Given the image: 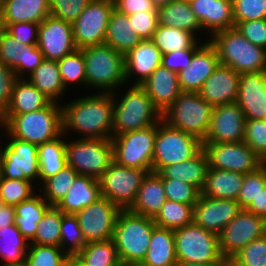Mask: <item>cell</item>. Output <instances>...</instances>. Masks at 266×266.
<instances>
[{"label":"cell","mask_w":266,"mask_h":266,"mask_svg":"<svg viewBox=\"0 0 266 266\" xmlns=\"http://www.w3.org/2000/svg\"><path fill=\"white\" fill-rule=\"evenodd\" d=\"M193 206L166 200L154 218L156 226L176 230L193 223Z\"/></svg>","instance_id":"cell-42"},{"label":"cell","mask_w":266,"mask_h":266,"mask_svg":"<svg viewBox=\"0 0 266 266\" xmlns=\"http://www.w3.org/2000/svg\"><path fill=\"white\" fill-rule=\"evenodd\" d=\"M50 16V0H0V27L9 23H41Z\"/></svg>","instance_id":"cell-27"},{"label":"cell","mask_w":266,"mask_h":266,"mask_svg":"<svg viewBox=\"0 0 266 266\" xmlns=\"http://www.w3.org/2000/svg\"><path fill=\"white\" fill-rule=\"evenodd\" d=\"M155 226L153 218L130 210L120 211L112 240L123 266H139L142 263Z\"/></svg>","instance_id":"cell-3"},{"label":"cell","mask_w":266,"mask_h":266,"mask_svg":"<svg viewBox=\"0 0 266 266\" xmlns=\"http://www.w3.org/2000/svg\"><path fill=\"white\" fill-rule=\"evenodd\" d=\"M239 79L238 72L231 67L219 64L198 93L213 107L236 102Z\"/></svg>","instance_id":"cell-23"},{"label":"cell","mask_w":266,"mask_h":266,"mask_svg":"<svg viewBox=\"0 0 266 266\" xmlns=\"http://www.w3.org/2000/svg\"><path fill=\"white\" fill-rule=\"evenodd\" d=\"M234 256L245 266H266V234L251 241Z\"/></svg>","instance_id":"cell-55"},{"label":"cell","mask_w":266,"mask_h":266,"mask_svg":"<svg viewBox=\"0 0 266 266\" xmlns=\"http://www.w3.org/2000/svg\"><path fill=\"white\" fill-rule=\"evenodd\" d=\"M63 133L56 139L38 145V161L42 183L57 174L66 164L65 138Z\"/></svg>","instance_id":"cell-39"},{"label":"cell","mask_w":266,"mask_h":266,"mask_svg":"<svg viewBox=\"0 0 266 266\" xmlns=\"http://www.w3.org/2000/svg\"><path fill=\"white\" fill-rule=\"evenodd\" d=\"M245 116L236 102L217 105L211 113V124L202 143H232L244 139Z\"/></svg>","instance_id":"cell-19"},{"label":"cell","mask_w":266,"mask_h":266,"mask_svg":"<svg viewBox=\"0 0 266 266\" xmlns=\"http://www.w3.org/2000/svg\"><path fill=\"white\" fill-rule=\"evenodd\" d=\"M0 127L14 138L36 145L63 133L62 105L51 102L46 108L19 115H1Z\"/></svg>","instance_id":"cell-2"},{"label":"cell","mask_w":266,"mask_h":266,"mask_svg":"<svg viewBox=\"0 0 266 266\" xmlns=\"http://www.w3.org/2000/svg\"><path fill=\"white\" fill-rule=\"evenodd\" d=\"M4 29L25 46L38 43L39 23H9Z\"/></svg>","instance_id":"cell-59"},{"label":"cell","mask_w":266,"mask_h":266,"mask_svg":"<svg viewBox=\"0 0 266 266\" xmlns=\"http://www.w3.org/2000/svg\"><path fill=\"white\" fill-rule=\"evenodd\" d=\"M220 266H245L235 256H225L222 258Z\"/></svg>","instance_id":"cell-65"},{"label":"cell","mask_w":266,"mask_h":266,"mask_svg":"<svg viewBox=\"0 0 266 266\" xmlns=\"http://www.w3.org/2000/svg\"><path fill=\"white\" fill-rule=\"evenodd\" d=\"M157 124L112 136L114 161L129 168L152 171Z\"/></svg>","instance_id":"cell-11"},{"label":"cell","mask_w":266,"mask_h":266,"mask_svg":"<svg viewBox=\"0 0 266 266\" xmlns=\"http://www.w3.org/2000/svg\"><path fill=\"white\" fill-rule=\"evenodd\" d=\"M91 0H50V15L73 23L85 10Z\"/></svg>","instance_id":"cell-54"},{"label":"cell","mask_w":266,"mask_h":266,"mask_svg":"<svg viewBox=\"0 0 266 266\" xmlns=\"http://www.w3.org/2000/svg\"><path fill=\"white\" fill-rule=\"evenodd\" d=\"M265 234V218L242 209L218 234L221 255L234 256L251 241Z\"/></svg>","instance_id":"cell-17"},{"label":"cell","mask_w":266,"mask_h":266,"mask_svg":"<svg viewBox=\"0 0 266 266\" xmlns=\"http://www.w3.org/2000/svg\"><path fill=\"white\" fill-rule=\"evenodd\" d=\"M151 41L162 54L192 48L199 40L188 30L159 24Z\"/></svg>","instance_id":"cell-40"},{"label":"cell","mask_w":266,"mask_h":266,"mask_svg":"<svg viewBox=\"0 0 266 266\" xmlns=\"http://www.w3.org/2000/svg\"><path fill=\"white\" fill-rule=\"evenodd\" d=\"M177 262L221 263L218 235L194 223L174 230Z\"/></svg>","instance_id":"cell-10"},{"label":"cell","mask_w":266,"mask_h":266,"mask_svg":"<svg viewBox=\"0 0 266 266\" xmlns=\"http://www.w3.org/2000/svg\"><path fill=\"white\" fill-rule=\"evenodd\" d=\"M174 230L155 226L145 259L139 266H176Z\"/></svg>","instance_id":"cell-33"},{"label":"cell","mask_w":266,"mask_h":266,"mask_svg":"<svg viewBox=\"0 0 266 266\" xmlns=\"http://www.w3.org/2000/svg\"><path fill=\"white\" fill-rule=\"evenodd\" d=\"M114 8L126 15L137 12L157 11L156 6L151 0H113Z\"/></svg>","instance_id":"cell-62"},{"label":"cell","mask_w":266,"mask_h":266,"mask_svg":"<svg viewBox=\"0 0 266 266\" xmlns=\"http://www.w3.org/2000/svg\"><path fill=\"white\" fill-rule=\"evenodd\" d=\"M113 0H91L72 23L73 39L77 49L104 44Z\"/></svg>","instance_id":"cell-13"},{"label":"cell","mask_w":266,"mask_h":266,"mask_svg":"<svg viewBox=\"0 0 266 266\" xmlns=\"http://www.w3.org/2000/svg\"><path fill=\"white\" fill-rule=\"evenodd\" d=\"M8 143L4 145L1 176L6 179H39L38 145L12 137L6 130ZM34 180V181H33Z\"/></svg>","instance_id":"cell-15"},{"label":"cell","mask_w":266,"mask_h":266,"mask_svg":"<svg viewBox=\"0 0 266 266\" xmlns=\"http://www.w3.org/2000/svg\"><path fill=\"white\" fill-rule=\"evenodd\" d=\"M199 41L190 49L181 51H173L170 53L162 54L161 65L169 70L178 73L179 71L187 68L192 60L195 51L201 46Z\"/></svg>","instance_id":"cell-58"},{"label":"cell","mask_w":266,"mask_h":266,"mask_svg":"<svg viewBox=\"0 0 266 266\" xmlns=\"http://www.w3.org/2000/svg\"><path fill=\"white\" fill-rule=\"evenodd\" d=\"M62 214L56 206H50L39 221L36 234L29 244L60 246Z\"/></svg>","instance_id":"cell-43"},{"label":"cell","mask_w":266,"mask_h":266,"mask_svg":"<svg viewBox=\"0 0 266 266\" xmlns=\"http://www.w3.org/2000/svg\"><path fill=\"white\" fill-rule=\"evenodd\" d=\"M162 53L151 40H142L124 56L125 78L138 77L133 85H141L161 66Z\"/></svg>","instance_id":"cell-24"},{"label":"cell","mask_w":266,"mask_h":266,"mask_svg":"<svg viewBox=\"0 0 266 266\" xmlns=\"http://www.w3.org/2000/svg\"><path fill=\"white\" fill-rule=\"evenodd\" d=\"M141 41L142 38L133 29L128 15L114 8L109 18L104 44L125 56Z\"/></svg>","instance_id":"cell-31"},{"label":"cell","mask_w":266,"mask_h":266,"mask_svg":"<svg viewBox=\"0 0 266 266\" xmlns=\"http://www.w3.org/2000/svg\"><path fill=\"white\" fill-rule=\"evenodd\" d=\"M35 193L29 199L15 205L14 225L30 242L35 234L39 221L51 206L40 194Z\"/></svg>","instance_id":"cell-35"},{"label":"cell","mask_w":266,"mask_h":266,"mask_svg":"<svg viewBox=\"0 0 266 266\" xmlns=\"http://www.w3.org/2000/svg\"><path fill=\"white\" fill-rule=\"evenodd\" d=\"M245 210L266 219V186Z\"/></svg>","instance_id":"cell-63"},{"label":"cell","mask_w":266,"mask_h":266,"mask_svg":"<svg viewBox=\"0 0 266 266\" xmlns=\"http://www.w3.org/2000/svg\"><path fill=\"white\" fill-rule=\"evenodd\" d=\"M86 86L113 93L126 84L124 56L106 44L81 48Z\"/></svg>","instance_id":"cell-6"},{"label":"cell","mask_w":266,"mask_h":266,"mask_svg":"<svg viewBox=\"0 0 266 266\" xmlns=\"http://www.w3.org/2000/svg\"><path fill=\"white\" fill-rule=\"evenodd\" d=\"M208 168L249 173L263 165L259 156L244 141L232 143H202Z\"/></svg>","instance_id":"cell-14"},{"label":"cell","mask_w":266,"mask_h":266,"mask_svg":"<svg viewBox=\"0 0 266 266\" xmlns=\"http://www.w3.org/2000/svg\"><path fill=\"white\" fill-rule=\"evenodd\" d=\"M151 1L156 6V8H158L160 6L167 5L174 0H151Z\"/></svg>","instance_id":"cell-68"},{"label":"cell","mask_w":266,"mask_h":266,"mask_svg":"<svg viewBox=\"0 0 266 266\" xmlns=\"http://www.w3.org/2000/svg\"><path fill=\"white\" fill-rule=\"evenodd\" d=\"M241 210L237 200L216 199L200 193L193 206V223L218 235Z\"/></svg>","instance_id":"cell-20"},{"label":"cell","mask_w":266,"mask_h":266,"mask_svg":"<svg viewBox=\"0 0 266 266\" xmlns=\"http://www.w3.org/2000/svg\"><path fill=\"white\" fill-rule=\"evenodd\" d=\"M59 266H74V255H68Z\"/></svg>","instance_id":"cell-67"},{"label":"cell","mask_w":266,"mask_h":266,"mask_svg":"<svg viewBox=\"0 0 266 266\" xmlns=\"http://www.w3.org/2000/svg\"><path fill=\"white\" fill-rule=\"evenodd\" d=\"M180 1H185L187 3H191L193 0H180Z\"/></svg>","instance_id":"cell-73"},{"label":"cell","mask_w":266,"mask_h":266,"mask_svg":"<svg viewBox=\"0 0 266 266\" xmlns=\"http://www.w3.org/2000/svg\"><path fill=\"white\" fill-rule=\"evenodd\" d=\"M219 64L216 49L208 39L195 51L189 66L177 73L181 91L198 93Z\"/></svg>","instance_id":"cell-22"},{"label":"cell","mask_w":266,"mask_h":266,"mask_svg":"<svg viewBox=\"0 0 266 266\" xmlns=\"http://www.w3.org/2000/svg\"><path fill=\"white\" fill-rule=\"evenodd\" d=\"M30 180L6 179L0 177V197L6 205H18L35 194Z\"/></svg>","instance_id":"cell-48"},{"label":"cell","mask_w":266,"mask_h":266,"mask_svg":"<svg viewBox=\"0 0 266 266\" xmlns=\"http://www.w3.org/2000/svg\"><path fill=\"white\" fill-rule=\"evenodd\" d=\"M235 28L252 44L266 47V19H256L252 21L240 22Z\"/></svg>","instance_id":"cell-57"},{"label":"cell","mask_w":266,"mask_h":266,"mask_svg":"<svg viewBox=\"0 0 266 266\" xmlns=\"http://www.w3.org/2000/svg\"><path fill=\"white\" fill-rule=\"evenodd\" d=\"M17 79L14 71L0 61V116L10 104L13 86Z\"/></svg>","instance_id":"cell-61"},{"label":"cell","mask_w":266,"mask_h":266,"mask_svg":"<svg viewBox=\"0 0 266 266\" xmlns=\"http://www.w3.org/2000/svg\"><path fill=\"white\" fill-rule=\"evenodd\" d=\"M101 197L98 179L78 175L56 207L64 214H75Z\"/></svg>","instance_id":"cell-29"},{"label":"cell","mask_w":266,"mask_h":266,"mask_svg":"<svg viewBox=\"0 0 266 266\" xmlns=\"http://www.w3.org/2000/svg\"><path fill=\"white\" fill-rule=\"evenodd\" d=\"M159 24L188 30L197 36L198 30L202 26L195 13L192 11L190 3L174 0L167 5L157 8Z\"/></svg>","instance_id":"cell-37"},{"label":"cell","mask_w":266,"mask_h":266,"mask_svg":"<svg viewBox=\"0 0 266 266\" xmlns=\"http://www.w3.org/2000/svg\"><path fill=\"white\" fill-rule=\"evenodd\" d=\"M44 60V55L37 44L27 45L24 49L23 61L13 70L17 78H25L23 76L28 72L30 75Z\"/></svg>","instance_id":"cell-60"},{"label":"cell","mask_w":266,"mask_h":266,"mask_svg":"<svg viewBox=\"0 0 266 266\" xmlns=\"http://www.w3.org/2000/svg\"><path fill=\"white\" fill-rule=\"evenodd\" d=\"M148 172L111 163L98 179L101 196L109 199L121 210H129L135 203L142 180Z\"/></svg>","instance_id":"cell-12"},{"label":"cell","mask_w":266,"mask_h":266,"mask_svg":"<svg viewBox=\"0 0 266 266\" xmlns=\"http://www.w3.org/2000/svg\"><path fill=\"white\" fill-rule=\"evenodd\" d=\"M245 120H264L266 117V71L240 74L236 101Z\"/></svg>","instance_id":"cell-21"},{"label":"cell","mask_w":266,"mask_h":266,"mask_svg":"<svg viewBox=\"0 0 266 266\" xmlns=\"http://www.w3.org/2000/svg\"><path fill=\"white\" fill-rule=\"evenodd\" d=\"M113 107L112 93L102 92L62 105L63 135L73 130L81 138L112 139Z\"/></svg>","instance_id":"cell-1"},{"label":"cell","mask_w":266,"mask_h":266,"mask_svg":"<svg viewBox=\"0 0 266 266\" xmlns=\"http://www.w3.org/2000/svg\"><path fill=\"white\" fill-rule=\"evenodd\" d=\"M86 244L75 214L63 213L60 226V248L71 256L77 255Z\"/></svg>","instance_id":"cell-45"},{"label":"cell","mask_w":266,"mask_h":266,"mask_svg":"<svg viewBox=\"0 0 266 266\" xmlns=\"http://www.w3.org/2000/svg\"><path fill=\"white\" fill-rule=\"evenodd\" d=\"M27 79L38 91L55 103H59L60 96L67 91L63 86L57 61L44 59Z\"/></svg>","instance_id":"cell-36"},{"label":"cell","mask_w":266,"mask_h":266,"mask_svg":"<svg viewBox=\"0 0 266 266\" xmlns=\"http://www.w3.org/2000/svg\"><path fill=\"white\" fill-rule=\"evenodd\" d=\"M266 186V166L262 165L257 170L244 174L242 186L237 202L242 209H246L254 198Z\"/></svg>","instance_id":"cell-49"},{"label":"cell","mask_w":266,"mask_h":266,"mask_svg":"<svg viewBox=\"0 0 266 266\" xmlns=\"http://www.w3.org/2000/svg\"><path fill=\"white\" fill-rule=\"evenodd\" d=\"M151 98L154 106L164 113L182 92L177 73L159 66L141 84Z\"/></svg>","instance_id":"cell-26"},{"label":"cell","mask_w":266,"mask_h":266,"mask_svg":"<svg viewBox=\"0 0 266 266\" xmlns=\"http://www.w3.org/2000/svg\"><path fill=\"white\" fill-rule=\"evenodd\" d=\"M208 160L203 149L195 156L164 167L159 174L162 179H173L193 185L200 193L206 182Z\"/></svg>","instance_id":"cell-30"},{"label":"cell","mask_w":266,"mask_h":266,"mask_svg":"<svg viewBox=\"0 0 266 266\" xmlns=\"http://www.w3.org/2000/svg\"><path fill=\"white\" fill-rule=\"evenodd\" d=\"M67 256L60 246L29 244L24 266H59Z\"/></svg>","instance_id":"cell-47"},{"label":"cell","mask_w":266,"mask_h":266,"mask_svg":"<svg viewBox=\"0 0 266 266\" xmlns=\"http://www.w3.org/2000/svg\"><path fill=\"white\" fill-rule=\"evenodd\" d=\"M78 175L74 168L66 164L57 174L42 183V189H40L42 197L51 206H56L66 195Z\"/></svg>","instance_id":"cell-44"},{"label":"cell","mask_w":266,"mask_h":266,"mask_svg":"<svg viewBox=\"0 0 266 266\" xmlns=\"http://www.w3.org/2000/svg\"><path fill=\"white\" fill-rule=\"evenodd\" d=\"M166 198L186 205H195L200 192L188 183L173 179H162Z\"/></svg>","instance_id":"cell-52"},{"label":"cell","mask_w":266,"mask_h":266,"mask_svg":"<svg viewBox=\"0 0 266 266\" xmlns=\"http://www.w3.org/2000/svg\"><path fill=\"white\" fill-rule=\"evenodd\" d=\"M163 180L158 172H148L142 180L131 212L155 218L166 202Z\"/></svg>","instance_id":"cell-28"},{"label":"cell","mask_w":266,"mask_h":266,"mask_svg":"<svg viewBox=\"0 0 266 266\" xmlns=\"http://www.w3.org/2000/svg\"><path fill=\"white\" fill-rule=\"evenodd\" d=\"M3 154H4V146H2V144H0V177H1V173H2Z\"/></svg>","instance_id":"cell-69"},{"label":"cell","mask_w":266,"mask_h":266,"mask_svg":"<svg viewBox=\"0 0 266 266\" xmlns=\"http://www.w3.org/2000/svg\"><path fill=\"white\" fill-rule=\"evenodd\" d=\"M221 263H193V262H189V263H182V262H178L176 264V266H220Z\"/></svg>","instance_id":"cell-66"},{"label":"cell","mask_w":266,"mask_h":266,"mask_svg":"<svg viewBox=\"0 0 266 266\" xmlns=\"http://www.w3.org/2000/svg\"><path fill=\"white\" fill-rule=\"evenodd\" d=\"M243 178V173L208 168L201 194L216 199L237 200Z\"/></svg>","instance_id":"cell-34"},{"label":"cell","mask_w":266,"mask_h":266,"mask_svg":"<svg viewBox=\"0 0 266 266\" xmlns=\"http://www.w3.org/2000/svg\"><path fill=\"white\" fill-rule=\"evenodd\" d=\"M209 42L215 47L219 63L239 74L266 71V51L252 44L235 27L216 32Z\"/></svg>","instance_id":"cell-4"},{"label":"cell","mask_w":266,"mask_h":266,"mask_svg":"<svg viewBox=\"0 0 266 266\" xmlns=\"http://www.w3.org/2000/svg\"><path fill=\"white\" fill-rule=\"evenodd\" d=\"M5 205H6L5 202L0 197V212H1V208L4 207Z\"/></svg>","instance_id":"cell-71"},{"label":"cell","mask_w":266,"mask_h":266,"mask_svg":"<svg viewBox=\"0 0 266 266\" xmlns=\"http://www.w3.org/2000/svg\"><path fill=\"white\" fill-rule=\"evenodd\" d=\"M15 208L12 205H5L0 212V228L14 224Z\"/></svg>","instance_id":"cell-64"},{"label":"cell","mask_w":266,"mask_h":266,"mask_svg":"<svg viewBox=\"0 0 266 266\" xmlns=\"http://www.w3.org/2000/svg\"><path fill=\"white\" fill-rule=\"evenodd\" d=\"M262 163L266 166V157L262 160Z\"/></svg>","instance_id":"cell-72"},{"label":"cell","mask_w":266,"mask_h":266,"mask_svg":"<svg viewBox=\"0 0 266 266\" xmlns=\"http://www.w3.org/2000/svg\"><path fill=\"white\" fill-rule=\"evenodd\" d=\"M44 59L59 61L77 48L73 39L72 24L53 16L39 23L38 43Z\"/></svg>","instance_id":"cell-18"},{"label":"cell","mask_w":266,"mask_h":266,"mask_svg":"<svg viewBox=\"0 0 266 266\" xmlns=\"http://www.w3.org/2000/svg\"><path fill=\"white\" fill-rule=\"evenodd\" d=\"M113 96V136L141 130L162 120L161 112L154 106L151 98L141 85L130 86L119 100Z\"/></svg>","instance_id":"cell-5"},{"label":"cell","mask_w":266,"mask_h":266,"mask_svg":"<svg viewBox=\"0 0 266 266\" xmlns=\"http://www.w3.org/2000/svg\"><path fill=\"white\" fill-rule=\"evenodd\" d=\"M121 209L101 196L92 204L75 213L85 241H104L113 238Z\"/></svg>","instance_id":"cell-16"},{"label":"cell","mask_w":266,"mask_h":266,"mask_svg":"<svg viewBox=\"0 0 266 266\" xmlns=\"http://www.w3.org/2000/svg\"><path fill=\"white\" fill-rule=\"evenodd\" d=\"M76 256L87 266H123L112 239L88 242Z\"/></svg>","instance_id":"cell-41"},{"label":"cell","mask_w":266,"mask_h":266,"mask_svg":"<svg viewBox=\"0 0 266 266\" xmlns=\"http://www.w3.org/2000/svg\"><path fill=\"white\" fill-rule=\"evenodd\" d=\"M133 29L142 40H151L159 25L158 11L137 12L128 15Z\"/></svg>","instance_id":"cell-56"},{"label":"cell","mask_w":266,"mask_h":266,"mask_svg":"<svg viewBox=\"0 0 266 266\" xmlns=\"http://www.w3.org/2000/svg\"><path fill=\"white\" fill-rule=\"evenodd\" d=\"M201 149L202 141L198 138L161 120L157 123L152 171L159 173L166 166L188 160Z\"/></svg>","instance_id":"cell-9"},{"label":"cell","mask_w":266,"mask_h":266,"mask_svg":"<svg viewBox=\"0 0 266 266\" xmlns=\"http://www.w3.org/2000/svg\"><path fill=\"white\" fill-rule=\"evenodd\" d=\"M65 154L68 166L79 175L95 179H99L114 161L111 139L79 137L66 141Z\"/></svg>","instance_id":"cell-8"},{"label":"cell","mask_w":266,"mask_h":266,"mask_svg":"<svg viewBox=\"0 0 266 266\" xmlns=\"http://www.w3.org/2000/svg\"><path fill=\"white\" fill-rule=\"evenodd\" d=\"M243 141L263 160L266 157V121L245 120Z\"/></svg>","instance_id":"cell-51"},{"label":"cell","mask_w":266,"mask_h":266,"mask_svg":"<svg viewBox=\"0 0 266 266\" xmlns=\"http://www.w3.org/2000/svg\"><path fill=\"white\" fill-rule=\"evenodd\" d=\"M29 241L13 225L0 228V258L5 263L0 266H23Z\"/></svg>","instance_id":"cell-38"},{"label":"cell","mask_w":266,"mask_h":266,"mask_svg":"<svg viewBox=\"0 0 266 266\" xmlns=\"http://www.w3.org/2000/svg\"><path fill=\"white\" fill-rule=\"evenodd\" d=\"M57 62L65 89L70 83L86 86L85 61L81 49H76Z\"/></svg>","instance_id":"cell-46"},{"label":"cell","mask_w":266,"mask_h":266,"mask_svg":"<svg viewBox=\"0 0 266 266\" xmlns=\"http://www.w3.org/2000/svg\"><path fill=\"white\" fill-rule=\"evenodd\" d=\"M190 5L202 29L211 36L235 27L232 0H193Z\"/></svg>","instance_id":"cell-25"},{"label":"cell","mask_w":266,"mask_h":266,"mask_svg":"<svg viewBox=\"0 0 266 266\" xmlns=\"http://www.w3.org/2000/svg\"><path fill=\"white\" fill-rule=\"evenodd\" d=\"M74 266H87L76 255H74Z\"/></svg>","instance_id":"cell-70"},{"label":"cell","mask_w":266,"mask_h":266,"mask_svg":"<svg viewBox=\"0 0 266 266\" xmlns=\"http://www.w3.org/2000/svg\"><path fill=\"white\" fill-rule=\"evenodd\" d=\"M25 45L0 27V61L14 70L23 61Z\"/></svg>","instance_id":"cell-50"},{"label":"cell","mask_w":266,"mask_h":266,"mask_svg":"<svg viewBox=\"0 0 266 266\" xmlns=\"http://www.w3.org/2000/svg\"><path fill=\"white\" fill-rule=\"evenodd\" d=\"M235 25L240 22L266 19V0H232Z\"/></svg>","instance_id":"cell-53"},{"label":"cell","mask_w":266,"mask_h":266,"mask_svg":"<svg viewBox=\"0 0 266 266\" xmlns=\"http://www.w3.org/2000/svg\"><path fill=\"white\" fill-rule=\"evenodd\" d=\"M212 111L213 106L199 93L181 92L162 113V120L169 126L193 135L203 142L210 128Z\"/></svg>","instance_id":"cell-7"},{"label":"cell","mask_w":266,"mask_h":266,"mask_svg":"<svg viewBox=\"0 0 266 266\" xmlns=\"http://www.w3.org/2000/svg\"><path fill=\"white\" fill-rule=\"evenodd\" d=\"M52 101L26 78H18L13 86L8 108L2 115H19L46 108Z\"/></svg>","instance_id":"cell-32"}]
</instances>
